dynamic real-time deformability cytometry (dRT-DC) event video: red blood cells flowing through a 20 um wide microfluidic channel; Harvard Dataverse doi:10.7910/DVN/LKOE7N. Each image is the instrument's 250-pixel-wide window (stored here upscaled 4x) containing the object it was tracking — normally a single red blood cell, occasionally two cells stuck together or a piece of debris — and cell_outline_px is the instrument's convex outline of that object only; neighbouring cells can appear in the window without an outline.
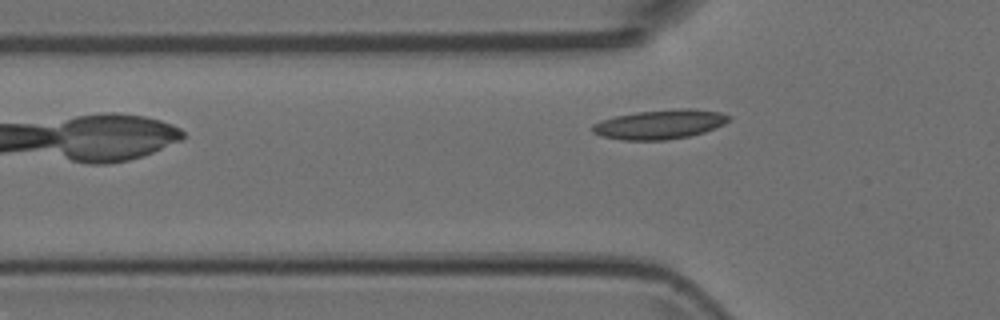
{"species": "Egyptian fruit bat (a non-hibernating species)", "species_latin": "Rousettus aegyptiacus", "temperature_condition": "room temperature", "stored_images_in_passage": 7, "camera_frame_rate_fps": 3000, "um_per_image_px": 0.085, "animal": {"sex": "female"}, "frame": {"image": 1, "passage_image": 3, "time_ms": 0.667, "image_size_px": [1000, 320], "cell_outline_px": [[732, 116], [724, 124], [704, 132], [688, 136], [668, 140], [624, 140], [600, 136], [592, 132], [592, 124], [600, 120], [616, 116], [636, 112], [684, 108], [696, 108], [720, 112]], "centroid_in_image_um": [56.08, 10.56], "position_along_channel_um": 69.7, "area_um2": 23.41}}
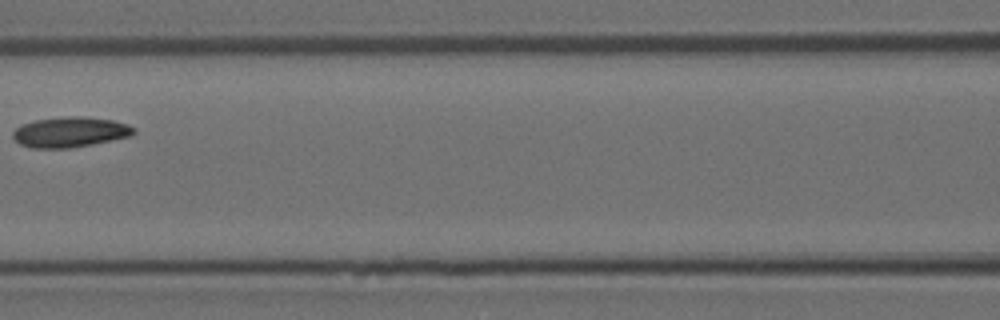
{"frame": {"image": 2, "passage_image": 5, "time_ms": 1.333, "image_size_px": [1000, 320], "cell_outline_px": [[136, 132], [132, 136], [92, 144], [68, 148], [32, 148], [20, 144], [12, 136], [12, 132], [20, 124], [36, 120], [72, 116], [84, 116], [112, 120], [128, 124], [136, 128]], "centroid_in_image_um": [5.98, 11.22], "position_along_channel_um": 160.6, "area_um2": 21.39}}
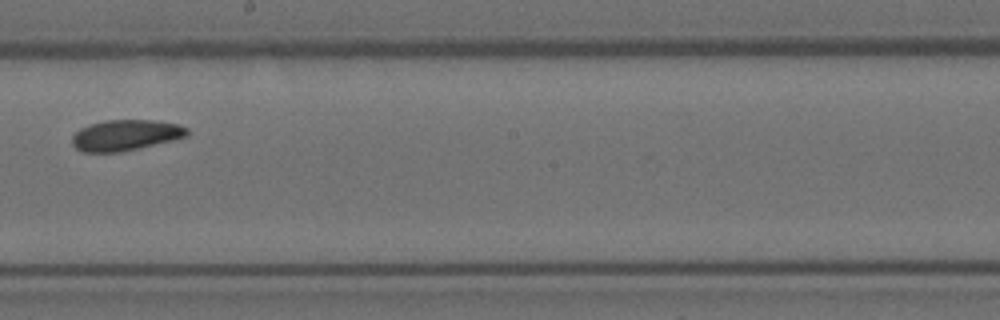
{"frame": {"image": 3, "passage_image": 7, "time_ms": 2.0, "image_size_px": [1000, 320], "cell_outline_px": [[188, 132], [184, 136], [172, 140], [120, 152], [84, 152], [76, 148], [72, 144], [72, 136], [80, 128], [88, 124], [108, 120], [152, 120], [180, 124], [188, 128]], "centroid_in_image_um": [10.64, 11.48], "position_along_channel_um": 237.6, "area_um2": 20.46}}